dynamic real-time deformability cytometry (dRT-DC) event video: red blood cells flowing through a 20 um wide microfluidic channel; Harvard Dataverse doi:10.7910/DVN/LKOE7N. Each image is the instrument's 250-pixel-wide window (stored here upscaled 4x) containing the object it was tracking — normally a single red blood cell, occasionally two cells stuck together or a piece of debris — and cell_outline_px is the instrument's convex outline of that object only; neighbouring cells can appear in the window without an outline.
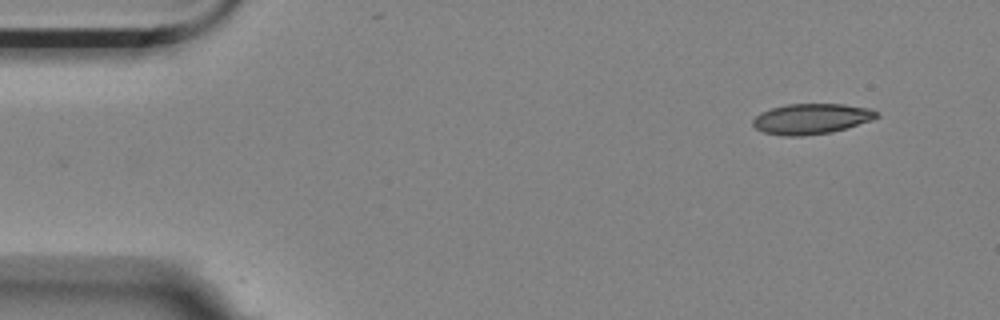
{"species": "Egyptian fruit bat (a non-hibernating species)", "species_latin": "Rousettus aegyptiacus", "temperature_condition": "room temperature", "stored_images_in_passage": 4, "camera_frame_rate_fps": 3000, "um_per_image_px": 0.085, "animal": {"sex": "female"}, "frame": {"image": 1, "passage_image": 1, "time_ms": 0.0, "image_size_px": [1000, 320], "cell_outline_px": [[880, 116], [872, 120], [832, 132], [800, 136], [784, 136], [764, 132], [756, 128], [752, 124], [752, 120], [760, 112], [772, 108], [788, 104], [844, 104], [872, 108]], "centroid_in_image_um": [68.97, 10.09], "position_along_channel_um": 16.0, "area_um2": 21.96}}
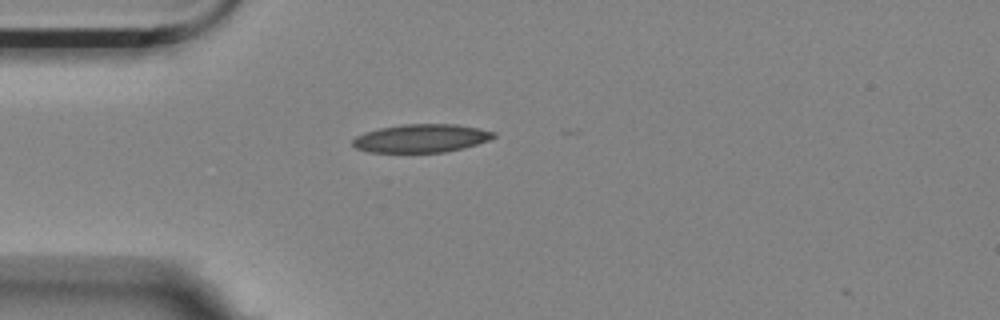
{"frame": {"image": 2, "passage_image": 4, "time_ms": 1.0, "image_size_px": [1000, 320], "cell_outline_px": [[496, 136], [488, 140], [464, 148], [444, 152], [368, 152], [356, 148], [352, 144], [352, 140], [356, 136], [364, 132], [380, 128], [404, 124], [456, 124], [480, 128], [496, 132]], "centroid_in_image_um": [35.81, 11.75], "position_along_channel_um": 49.2, "area_um2": 23.24}}